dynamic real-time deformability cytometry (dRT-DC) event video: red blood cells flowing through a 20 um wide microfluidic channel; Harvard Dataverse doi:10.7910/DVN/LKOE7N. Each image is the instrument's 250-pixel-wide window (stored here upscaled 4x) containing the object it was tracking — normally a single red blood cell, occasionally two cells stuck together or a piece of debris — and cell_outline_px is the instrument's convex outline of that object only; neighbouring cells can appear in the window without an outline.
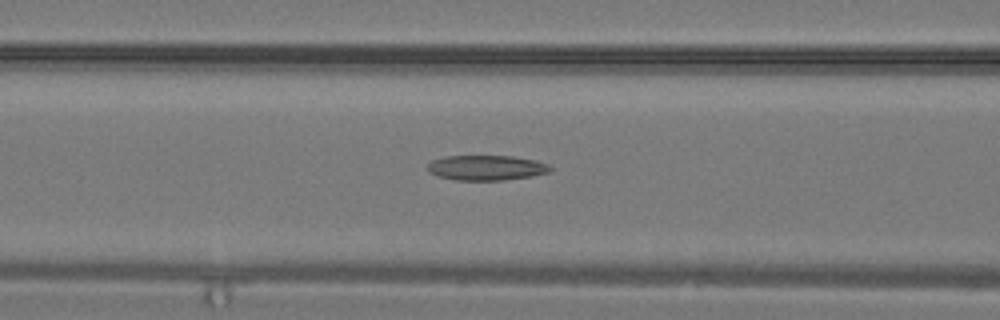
{"species": "common noctule bat (a hibernating species)", "species_latin": "Nyctalus noctula", "temperature_condition": "warm", "stored_images_in_passage": 27, "camera_frame_rate_fps": 3000, "um_per_image_px": 0.085, "animal": {"sex": "male", "body_mass_g": 19.2, "forearm_length_mm": 51.8}, "frame": {"image": 1, "passage_image": 9, "time_ms": 2.667, "image_size_px": [1000, 320], "cell_outline_px": [[552, 172], [532, 176], [504, 180], [456, 180], [436, 176], [428, 172], [428, 164], [432, 160], [444, 156], [512, 156], [536, 160], [548, 164], [552, 168]], "centroid_in_image_um": [41.35, 14.26], "position_along_channel_um": 125.2, "area_um2": 18.09}}
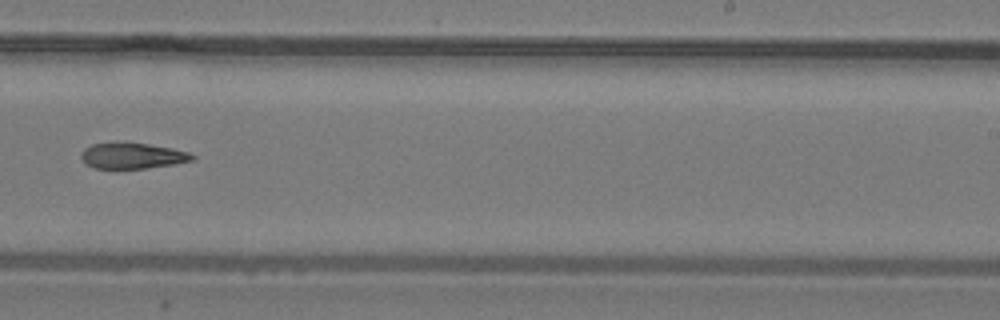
{"frame": {"image": 2, "passage_image": 16, "time_ms": 5.0, "image_size_px": [1000, 320], "cell_outline_px": [[196, 160], [172, 164], [144, 168], [96, 168], [84, 164], [80, 156], [80, 152], [84, 148], [92, 144], [124, 140], [172, 148], [188, 152], [196, 156]], "centroid_in_image_um": [11.21, 13.2], "position_along_channel_um": 277.8, "area_um2": 17.17}}
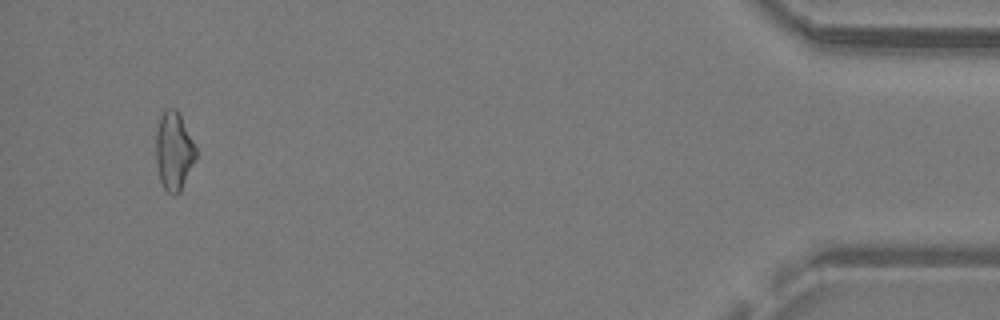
{"frame": {"image": 3, "passage_image": 26, "time_ms": 8.333, "image_size_px": [1000, 320], "cell_outline_px": [[196, 160], [180, 192], [176, 196], [172, 196], [164, 188], [160, 180], [156, 164], [156, 132], [160, 116], [164, 108], [176, 108], [196, 148]], "centroid_in_image_um": [14.77, 12.87], "position_along_channel_um": 420.4, "area_um2": 18.32}}